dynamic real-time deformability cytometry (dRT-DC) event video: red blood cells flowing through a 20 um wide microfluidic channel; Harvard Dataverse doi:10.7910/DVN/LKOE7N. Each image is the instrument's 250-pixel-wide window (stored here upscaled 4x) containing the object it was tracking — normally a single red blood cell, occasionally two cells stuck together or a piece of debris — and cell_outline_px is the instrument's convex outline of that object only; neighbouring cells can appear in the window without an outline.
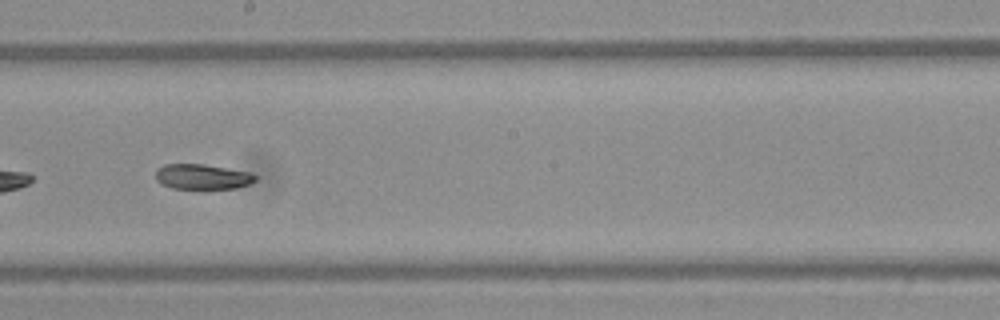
{"species": "Egyptian fruit bat (a non-hibernating species)", "species_latin": "Rousettus aegyptiacus", "temperature_condition": "warm", "stored_images_in_passage": 41, "camera_frame_rate_fps": 3000, "um_per_image_px": 0.085, "frame": {"image": 1, "passage_image": 18, "time_ms": 5.667, "image_size_px": [1000, 320], "cell_outline_px": [[256, 180], [248, 184], [236, 188], [204, 192], [172, 188], [160, 184], [156, 180], [156, 168], [164, 164], [204, 164], [252, 172], [256, 176]], "centroid_in_image_um": [17.19, 15.07], "position_along_channel_um": 231.0, "area_um2": 15.61}}
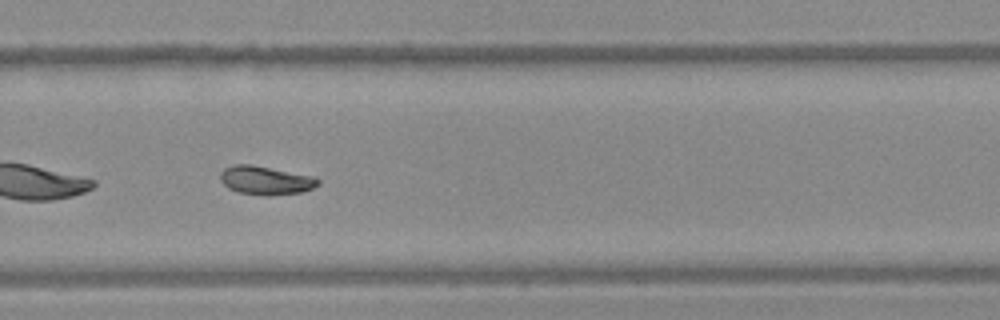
{"frame": {"image": 2, "passage_image": 24, "time_ms": 7.667, "image_size_px": [1000, 320], "cell_outline_px": [[320, 184], [312, 188], [300, 192], [240, 192], [228, 188], [220, 180], [220, 172], [224, 168], [236, 164], [248, 164], [312, 176], [320, 180]], "centroid_in_image_um": [22.54, 15.27], "position_along_channel_um": 307.3, "area_um2": 15.14}}
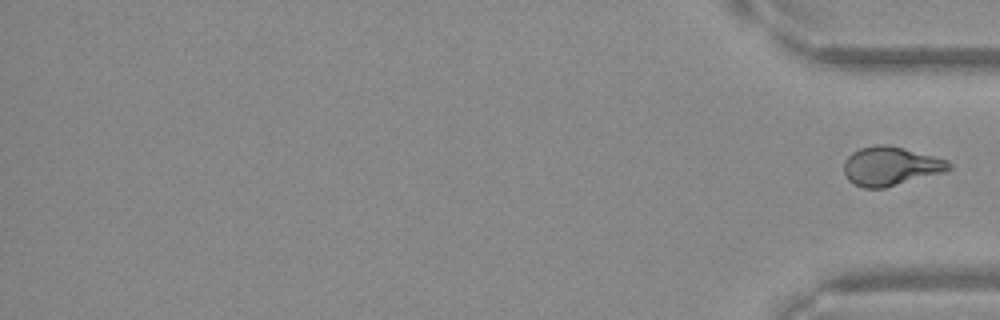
{"frame": {"image": 3, "passage_image": 41, "time_ms": 13.333, "image_size_px": [1000, 320], "cell_outline_px": [[952, 168], [944, 172], [884, 188], [864, 188], [852, 184], [848, 180], [844, 172], [844, 160], [852, 152], [860, 148], [876, 144], [884, 144], [904, 148], [948, 160], [952, 164]], "centroid_in_image_um": [75.68, 14.12], "position_along_channel_um": 359.5, "area_um2": 23.87}}